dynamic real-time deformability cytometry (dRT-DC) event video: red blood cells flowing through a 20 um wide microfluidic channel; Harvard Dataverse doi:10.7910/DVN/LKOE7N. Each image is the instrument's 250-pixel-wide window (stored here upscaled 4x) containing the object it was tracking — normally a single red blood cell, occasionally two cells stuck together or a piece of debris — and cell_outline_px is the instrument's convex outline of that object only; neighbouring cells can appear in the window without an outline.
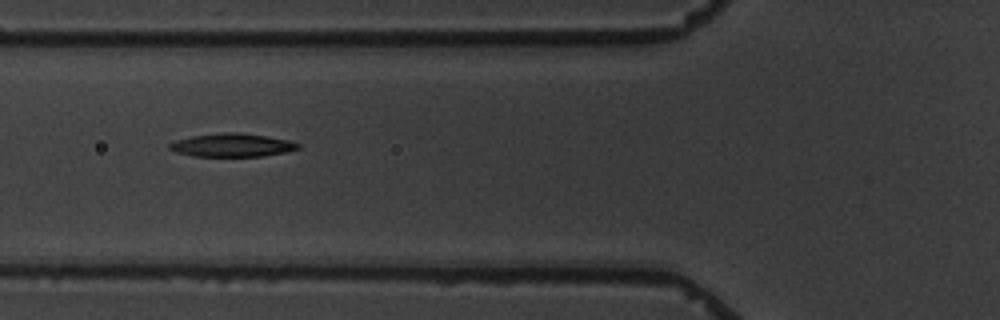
{"species": "common noctule bat (a hibernating species)", "species_latin": "Nyctalus noctula", "temperature_condition": "warm", "stored_images_in_passage": 7, "camera_frame_rate_fps": 3000, "um_per_image_px": 0.085, "animal": {"sex": "male", "body_mass_g": 19.5, "forearm_length_mm": 54.6}, "frame": {"image": 1, "passage_image": 6, "time_ms": 6.0, "image_size_px": [1000, 320], "cell_outline_px": [[300, 148], [284, 152], [260, 156], [192, 156], [176, 152], [168, 148], [168, 144], [176, 140], [192, 136], [224, 132], [236, 132], [268, 136], [288, 140], [300, 144]], "centroid_in_image_um": [19.7, 12.33], "position_along_channel_um": 106.1, "area_um2": 17.34}}
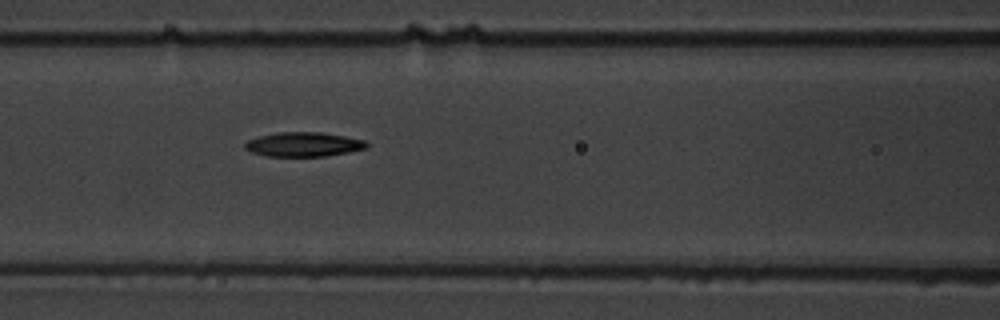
{"frame": {"image": 2, "passage_image": 7, "time_ms": 7.0, "image_size_px": [1000, 320], "cell_outline_px": [[368, 148], [348, 152], [324, 156], [268, 156], [252, 152], [244, 148], [244, 144], [248, 140], [260, 136], [280, 132], [320, 132], [344, 136], [364, 140], [368, 144]], "centroid_in_image_um": [25.81, 12.27], "position_along_channel_um": 140.8, "area_um2": 17.11}}